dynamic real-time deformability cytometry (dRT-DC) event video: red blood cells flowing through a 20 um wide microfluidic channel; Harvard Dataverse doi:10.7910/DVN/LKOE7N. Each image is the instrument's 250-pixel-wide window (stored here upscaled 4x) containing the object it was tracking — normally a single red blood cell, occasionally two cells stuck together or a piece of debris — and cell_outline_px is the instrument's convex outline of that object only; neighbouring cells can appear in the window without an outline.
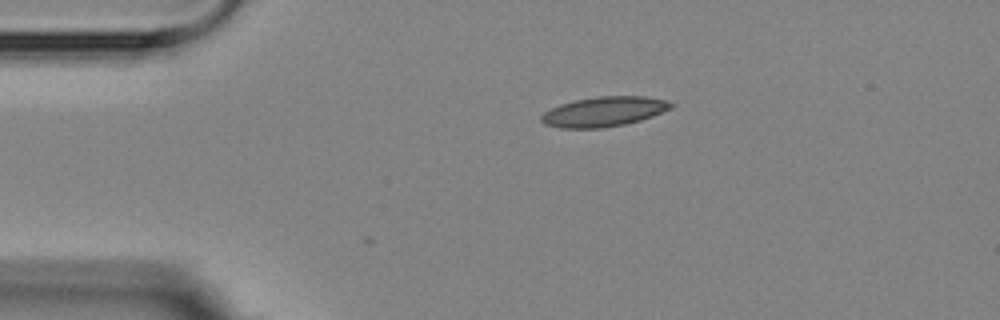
{"species": "Egyptian fruit bat (a non-hibernating species)", "species_latin": "Rousettus aegyptiacus", "temperature_condition": "room temperature", "stored_images_in_passage": 2, "camera_frame_rate_fps": 3000, "um_per_image_px": 0.085, "animal": {"sex": "female"}, "frame": {"image": 1, "passage_image": 1, "time_ms": 0.0, "image_size_px": [1000, 320], "cell_outline_px": [[676, 104], [672, 108], [652, 116], [640, 120], [624, 124], [604, 128], [560, 128], [544, 124], [540, 120], [540, 116], [544, 112], [560, 104], [576, 100], [596, 96], [644, 96], [668, 100]], "centroid_in_image_um": [51.35, 9.48], "position_along_channel_um": 33.7, "area_um2": 22.66}}